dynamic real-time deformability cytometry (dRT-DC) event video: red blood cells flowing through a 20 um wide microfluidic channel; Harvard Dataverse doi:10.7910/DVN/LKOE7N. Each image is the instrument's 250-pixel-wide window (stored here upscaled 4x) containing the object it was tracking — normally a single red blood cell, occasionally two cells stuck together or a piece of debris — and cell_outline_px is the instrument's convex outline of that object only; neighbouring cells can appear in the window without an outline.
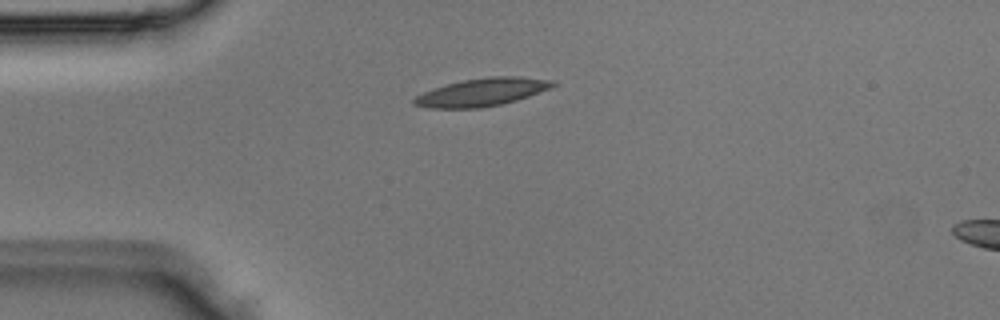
{"species": "Egyptian fruit bat (a non-hibernating species)", "species_latin": "Rousettus aegyptiacus", "temperature_condition": "room temperature", "stored_images_in_passage": 3, "camera_frame_rate_fps": 3000, "um_per_image_px": 0.085, "animal": {"sex": "male"}, "frame": {"image": 1, "passage_image": 3, "time_ms": 0.667, "image_size_px": [1000, 320], "cell_outline_px": [[556, 84], [548, 88], [528, 96], [516, 100], [500, 104], [480, 108], [424, 108], [412, 104], [412, 100], [416, 96], [424, 92], [448, 84], [464, 80], [488, 76], [516, 76], [556, 80]], "centroid_in_image_um": [40.95, 7.83], "position_along_channel_um": 44.1, "area_um2": 22.31}}